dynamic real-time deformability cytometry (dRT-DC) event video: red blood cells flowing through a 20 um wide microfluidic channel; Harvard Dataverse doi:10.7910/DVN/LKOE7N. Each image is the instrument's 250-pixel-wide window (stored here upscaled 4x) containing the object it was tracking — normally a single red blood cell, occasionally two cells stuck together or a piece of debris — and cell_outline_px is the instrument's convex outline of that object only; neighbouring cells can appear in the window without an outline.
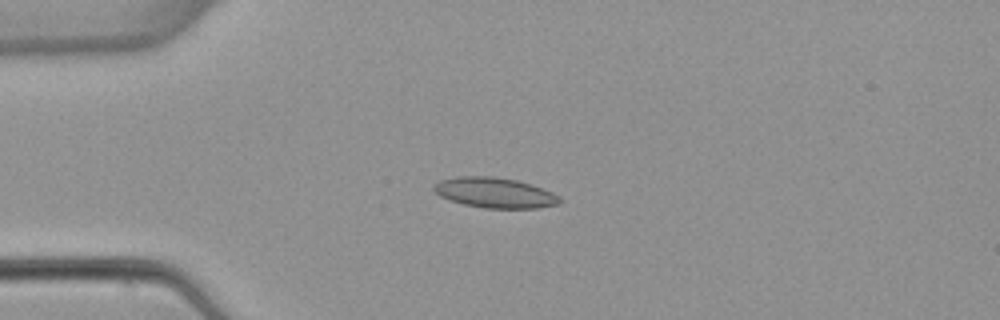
{"species": "common noctule bat (a hibernating species)", "species_latin": "Nyctalus noctula", "temperature_condition": "warm", "stored_images_in_passage": 4, "camera_frame_rate_fps": 3000, "um_per_image_px": 0.085, "animal": {"sex": "female", "body_mass_g": 22.7, "forearm_length_mm": 54.2}, "frame": {"image": 1, "passage_image": 4, "time_ms": 3.667, "image_size_px": [1000, 320], "cell_outline_px": [[564, 200], [560, 204], [536, 208], [484, 208], [464, 204], [448, 200], [440, 196], [432, 188], [432, 184], [440, 180], [456, 176], [496, 176], [516, 180], [552, 192], [560, 196]], "centroid_in_image_um": [42.04, 16.38], "position_along_channel_um": 43.0, "area_um2": 22.37}}